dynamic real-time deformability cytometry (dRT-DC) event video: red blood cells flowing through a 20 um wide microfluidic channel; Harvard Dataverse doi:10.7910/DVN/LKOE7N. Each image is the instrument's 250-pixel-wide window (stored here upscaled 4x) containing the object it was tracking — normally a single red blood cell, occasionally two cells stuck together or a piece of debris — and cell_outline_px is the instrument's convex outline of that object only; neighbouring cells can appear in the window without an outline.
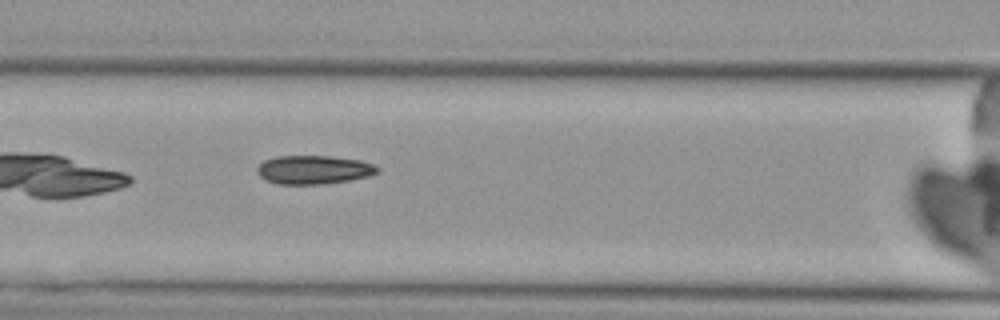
{"species": "Egyptian fruit bat (a non-hibernating species)", "species_latin": "Rousettus aegyptiacus", "temperature_condition": "cold", "stored_images_in_passage": 6, "camera_frame_rate_fps": 3000, "um_per_image_px": 0.085, "animal": {"sex": "female"}, "frame": {"image": 1, "passage_image": 6, "time_ms": 6.667, "image_size_px": [1000, 320], "cell_outline_px": [[380, 172], [368, 176], [348, 180], [316, 184], [276, 184], [264, 180], [256, 172], [256, 168], [264, 160], [276, 156], [332, 156], [360, 160], [372, 164], [380, 168]], "centroid_in_image_um": [26.63, 14.42], "position_along_channel_um": 140.0, "area_um2": 20.11}}